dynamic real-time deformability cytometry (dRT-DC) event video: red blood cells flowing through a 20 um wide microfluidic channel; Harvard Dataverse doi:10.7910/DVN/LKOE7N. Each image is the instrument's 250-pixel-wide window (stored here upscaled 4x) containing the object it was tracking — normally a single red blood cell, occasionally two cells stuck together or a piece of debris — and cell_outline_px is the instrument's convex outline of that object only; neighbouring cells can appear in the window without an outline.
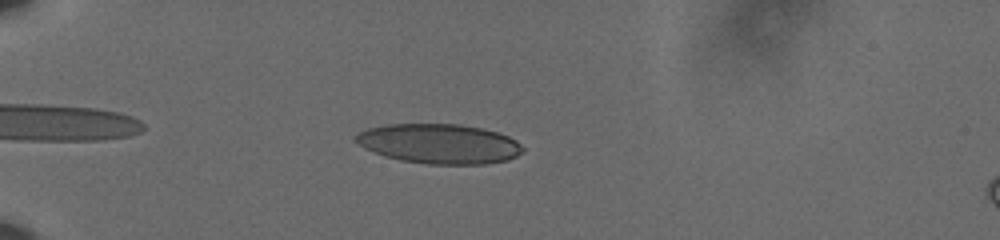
{"species": "human", "species_latin": "Homo sapiens", "temperature_condition": "cold", "stored_images_in_passage": 46, "camera_frame_rate_fps": 3000, "um_per_image_px": 0.085, "donor": {"sex": "male"}, "frame": {"image": 1, "passage_image": 5, "time_ms": 1.333, "image_size_px": [1000, 240], "cell_outline_px": [[524, 152], [508, 160], [484, 164], [428, 164], [400, 160], [384, 156], [364, 148], [352, 140], [352, 136], [368, 128], [388, 124], [460, 124], [480, 128], [496, 132], [508, 136], [516, 140], [524, 148]], "centroid_in_image_um": [37.31, 12.22], "position_along_channel_um": 47.7, "area_um2": 38.84}}
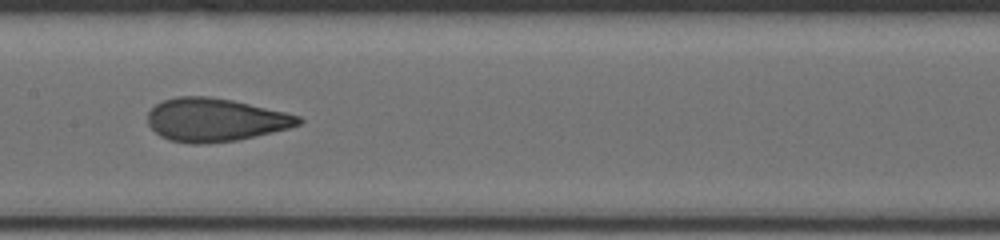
{"frame": {"image": 2, "passage_image": 20, "time_ms": 6.333, "image_size_px": [1000, 240], "cell_outline_px": [[304, 120], [300, 124], [288, 128], [272, 132], [236, 140], [204, 144], [192, 144], [168, 140], [160, 136], [148, 124], [148, 112], [156, 104], [164, 100], [176, 96], [208, 96], [232, 100], [284, 112], [300, 116]], "centroid_in_image_um": [18.27, 10.19], "position_along_channel_um": 189.1, "area_um2": 37.8}}
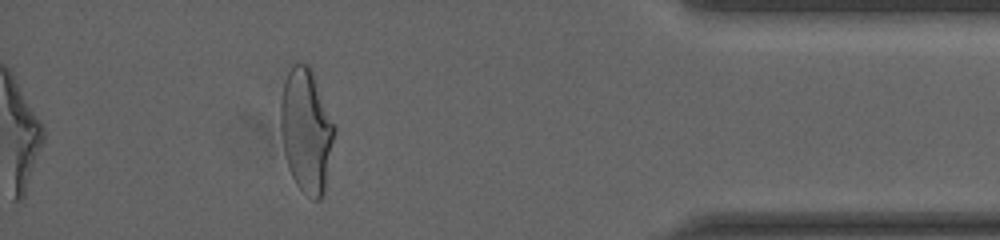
{"frame": {"image": 3, "passage_image": 41, "time_ms": 13.333, "image_size_px": [1000, 240], "cell_outline_px": [[336, 132], [324, 192], [320, 200], [312, 200], [296, 184], [288, 168], [284, 152], [280, 128], [280, 104], [284, 80], [292, 64], [296, 60], [300, 60], [308, 64], [312, 72], [336, 124]], "centroid_in_image_um": [26.04, 11.07], "position_along_channel_um": 409.2, "area_um2": 39.42}, "authors_computed_cell_mechanics": {"area_um2": 38.2925, "velocity_mm_per_s": 3.6259, "shape_relaxation_time_tau1_ms": 7.3051, "shape_relaxation_time_tau2_ms": 0.8082, "deformation_change_tau1": 0.1921, "deformation_change_tau2": 0.0734}}